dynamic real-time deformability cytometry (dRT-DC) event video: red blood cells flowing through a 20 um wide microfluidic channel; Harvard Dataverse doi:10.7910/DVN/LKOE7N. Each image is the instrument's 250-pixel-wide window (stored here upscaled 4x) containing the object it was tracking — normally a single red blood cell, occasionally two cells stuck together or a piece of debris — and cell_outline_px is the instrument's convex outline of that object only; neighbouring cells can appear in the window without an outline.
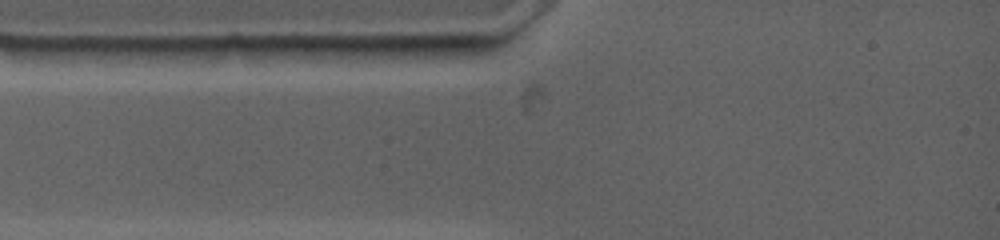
{"species": "common noctule bat (a hibernating species)", "species_latin": "Nyctalus noctula", "temperature_condition": "warm", "stored_images_in_passage": 3, "camera_frame_rate_fps": 4500, "um_per_image_px": 0.085, "animal": {"sex": "female", "body_mass_g": 19.0, "forearm_length_mm": 53.3}, "frame": {"image": 1, "passage_image": 2, "time_ms": 0.444, "image_size_px": [1000, 240], "cell_outline_px": [[424, 56], [380, 64], [316, 56], [264, 48], [296, 44], [384, 44], [424, 48]], "centroid_in_image_um": [30.29, 4.41], "position_along_channel_um": 54.7, "area_um2": 14.45}}